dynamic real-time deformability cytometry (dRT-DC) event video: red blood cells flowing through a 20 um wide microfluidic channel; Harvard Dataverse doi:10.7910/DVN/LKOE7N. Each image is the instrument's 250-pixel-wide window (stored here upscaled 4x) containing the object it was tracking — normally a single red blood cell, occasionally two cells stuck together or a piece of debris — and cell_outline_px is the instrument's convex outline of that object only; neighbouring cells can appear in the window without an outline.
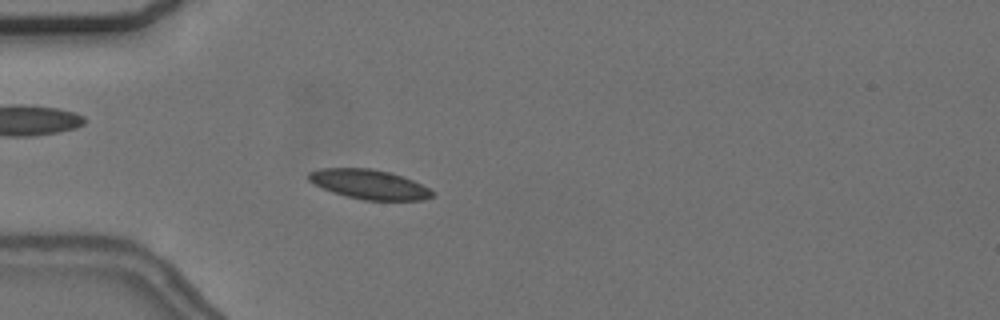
{"species": "common noctule bat (a hibernating species)", "species_latin": "Nyctalus noctula", "temperature_condition": "cold", "stored_images_in_passage": 57, "camera_frame_rate_fps": 3000, "um_per_image_px": 0.085, "animal": {"sex": "female", "body_mass_g": 24.6, "forearm_length_mm": 56.2}, "frame": {"image": 1, "passage_image": 17, "time_ms": 5.333, "image_size_px": [1000, 320], "cell_outline_px": [[436, 196], [424, 200], [364, 200], [332, 192], [308, 180], [308, 172], [320, 168], [372, 168], [392, 172], [404, 176], [436, 192]], "centroid_in_image_um": [31.43, 15.66], "position_along_channel_um": 53.6, "area_um2": 21.39}, "authors_computed_cell_mechanics": {"area_um2": 20.4612, "velocity_mm_per_s": 3.6223, "shape_relaxation_time_tau1_ms": 7.187, "shape_relaxation_time_tau2_ms": 2.9542, "deformation_change_tau1": 0.1128, "deformation_change_tau2": 0.0733}}